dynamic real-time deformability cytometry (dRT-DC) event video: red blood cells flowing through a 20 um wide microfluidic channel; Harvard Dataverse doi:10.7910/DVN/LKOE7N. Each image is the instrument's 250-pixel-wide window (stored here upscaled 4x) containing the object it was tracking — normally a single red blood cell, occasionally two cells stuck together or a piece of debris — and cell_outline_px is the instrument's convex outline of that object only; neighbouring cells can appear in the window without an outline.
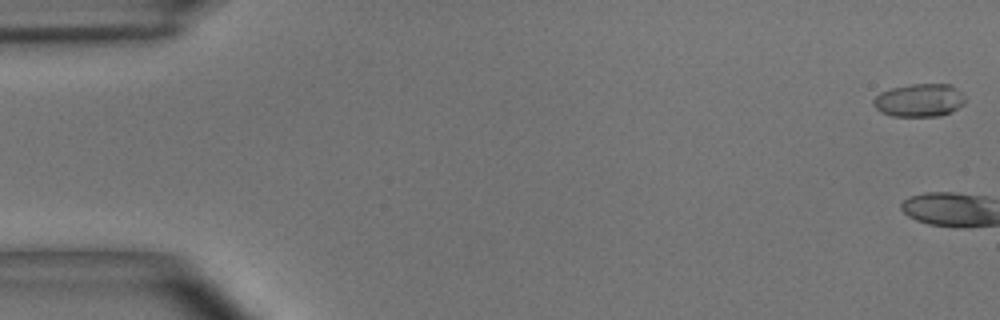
{"species": "common noctule bat (a hibernating species)", "species_latin": "Nyctalus noctula", "temperature_condition": "room temperature", "stored_images_in_passage": 3, "camera_frame_rate_fps": 3000, "um_per_image_px": 0.085, "animal": {"sex": "male", "body_mass_g": 15.6}, "frame": {"image": 1, "passage_image": 1, "time_ms": 0.0, "image_size_px": [1000, 320], "cell_outline_px": [[964, 104], [940, 116], [892, 116], [880, 112], [872, 104], [872, 100], [880, 92], [892, 88], [912, 84], [948, 84], [956, 88], [964, 96]], "centroid_in_image_um": [78.1, 8.52], "position_along_channel_um": 6.9, "area_um2": 17.51}}